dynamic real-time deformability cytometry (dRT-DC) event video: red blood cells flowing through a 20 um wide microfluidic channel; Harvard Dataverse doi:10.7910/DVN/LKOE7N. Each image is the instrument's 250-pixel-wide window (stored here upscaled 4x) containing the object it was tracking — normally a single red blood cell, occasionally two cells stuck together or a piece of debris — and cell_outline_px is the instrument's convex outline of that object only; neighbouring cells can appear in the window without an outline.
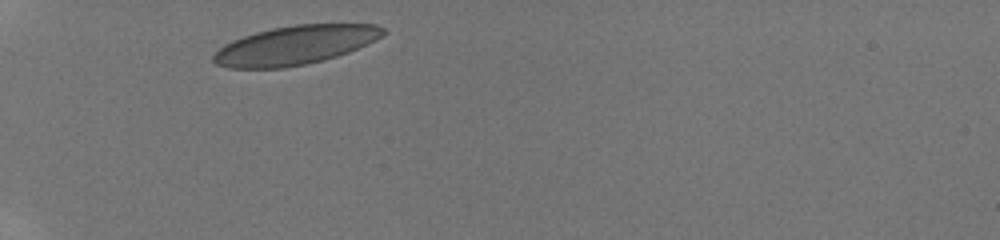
{"species": "human", "species_latin": "Homo sapiens", "temperature_condition": "room temperature", "stored_images_in_passage": 12, "camera_frame_rate_fps": 3000, "um_per_image_px": 0.085, "donor": {"sex": "male"}, "frame": {"image": 1, "passage_image": 1, "time_ms": 0.0, "image_size_px": [1000, 240], "cell_outline_px": [[388, 32], [376, 40], [348, 52], [324, 60], [284, 68], [228, 68], [216, 64], [212, 60], [212, 56], [224, 44], [232, 40], [256, 32], [272, 28], [296, 24], [376, 24], [384, 28]], "centroid_in_image_um": [25.1, 3.83], "position_along_channel_um": 59.9, "area_um2": 38.44}}
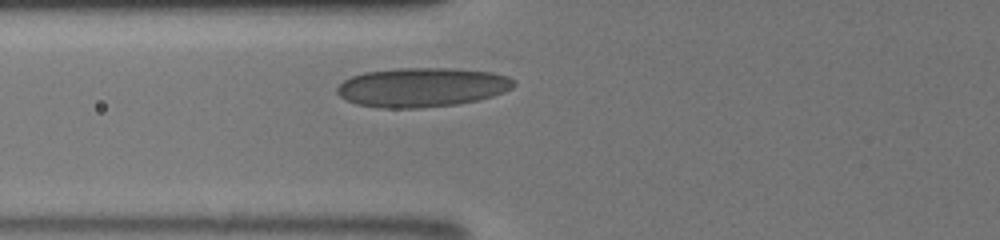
{"frame": {"image": 2, "passage_image": 10, "time_ms": 1.333, "image_size_px": [1000, 240], "cell_outline_px": [[516, 84], [512, 88], [504, 92], [492, 96], [476, 100], [456, 104], [420, 108], [380, 108], [356, 104], [340, 96], [336, 92], [336, 88], [344, 80], [352, 76], [364, 72], [396, 68], [452, 68], [492, 72], [508, 76]], "centroid_in_image_um": [35.85, 7.41], "position_along_channel_um": 89.9, "area_um2": 40.46}}